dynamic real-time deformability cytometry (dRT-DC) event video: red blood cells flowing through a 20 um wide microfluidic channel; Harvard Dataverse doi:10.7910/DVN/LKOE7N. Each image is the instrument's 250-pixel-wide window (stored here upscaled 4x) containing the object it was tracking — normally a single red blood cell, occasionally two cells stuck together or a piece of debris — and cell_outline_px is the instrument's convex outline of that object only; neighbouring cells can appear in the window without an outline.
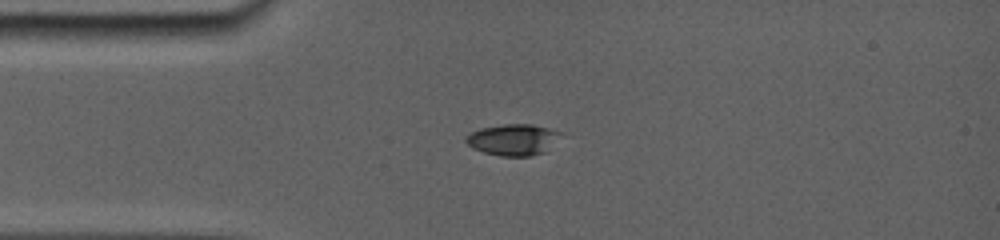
{"species": "common noctule bat (a hibernating species)", "species_latin": "Nyctalus noctula", "temperature_condition": "room temperature", "stored_images_in_passage": 68, "camera_frame_rate_fps": 5000, "um_per_image_px": 0.085, "animal": {"sex": "female", "body_mass_g": 19.0, "forearm_length_mm": 56.7}, "frame": {"image": 1, "passage_image": 11, "time_ms": 4.0, "image_size_px": [1000, 240], "cell_outline_px": [[556, 132], [540, 152], [528, 156], [504, 156], [484, 152], [468, 144], [468, 136], [472, 132], [484, 128], [504, 124], [532, 124]], "centroid_in_image_um": [43.45, 11.86], "position_along_channel_um": 41.6, "area_um2": 15.55}}
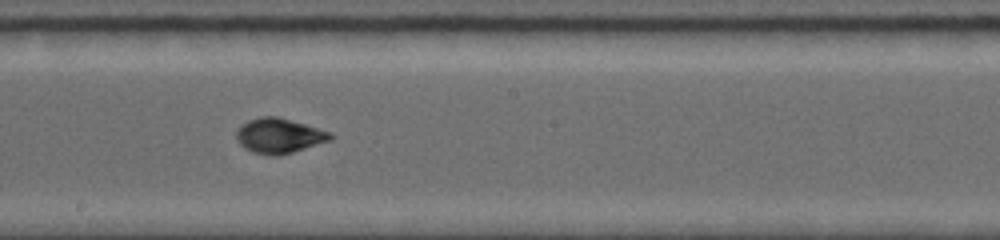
{"frame": {"image": 2, "passage_image": 37, "time_ms": 9.2, "image_size_px": [1000, 240], "cell_outline_px": [[336, 136], [332, 140], [280, 156], [272, 156], [252, 152], [244, 148], [236, 140], [236, 132], [248, 120], [260, 116], [276, 116], [332, 132]], "centroid_in_image_um": [23.75, 11.55], "position_along_channel_um": 224.4, "area_um2": 19.25}}
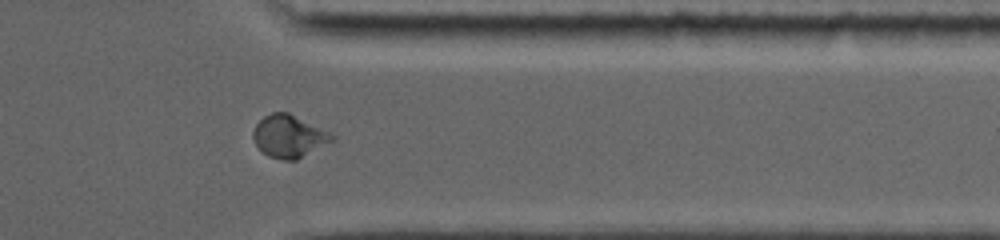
{"frame": {"image": 3, "passage_image": 58, "time_ms": 13.4, "image_size_px": [1000, 240], "cell_outline_px": [[336, 140], [296, 160], [280, 160], [268, 156], [256, 144], [252, 136], [252, 132], [256, 124], [264, 116], [272, 112], [288, 112], [332, 132], [336, 136]], "centroid_in_image_um": [24.61, 11.58], "position_along_channel_um": 386.8, "area_um2": 19.77}, "authors_computed_cell_mechanics": {"area_um2": 18.3226, "velocity_mm_per_s": 3.8545, "shape_relaxation_time_tau1_ms": 5.7092, "shape_relaxation_time_tau2_ms": 1.5491, "deformation_change_tau1": 0.2027, "deformation_change_tau2": 0.0308}}